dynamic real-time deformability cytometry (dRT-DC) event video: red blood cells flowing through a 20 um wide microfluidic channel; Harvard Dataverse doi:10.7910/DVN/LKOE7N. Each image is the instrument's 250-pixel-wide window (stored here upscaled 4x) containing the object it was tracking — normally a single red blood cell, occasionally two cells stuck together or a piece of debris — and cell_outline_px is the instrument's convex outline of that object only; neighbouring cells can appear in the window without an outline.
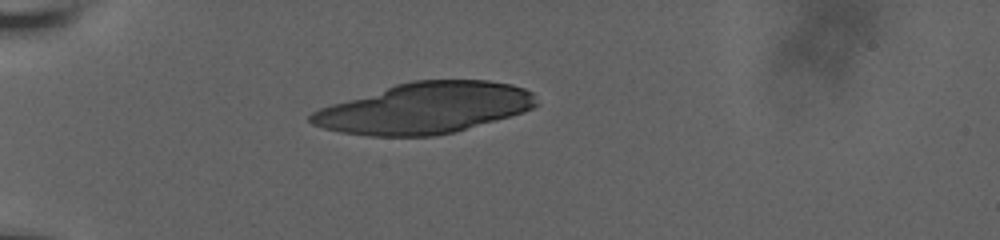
{"species": "human", "species_latin": "Homo sapiens", "temperature_condition": "room temperature", "stored_images_in_passage": 4, "camera_frame_rate_fps": 3000, "um_per_image_px": 0.085, "donor": {"sex": "male"}, "frame": {"image": 1, "passage_image": 1, "time_ms": 0.0, "image_size_px": [1000, 240], "cell_outline_px": [[540, 104], [524, 112], [452, 132], [436, 136], [372, 136], [340, 132], [324, 128], [312, 124], [308, 120], [308, 116], [312, 112], [320, 108], [332, 104], [396, 84], [412, 80], [488, 80], [512, 84], [524, 88], [532, 92]], "centroid_in_image_um": [36.12, 9.18], "position_along_channel_um": 48.9, "area_um2": 66.53}}